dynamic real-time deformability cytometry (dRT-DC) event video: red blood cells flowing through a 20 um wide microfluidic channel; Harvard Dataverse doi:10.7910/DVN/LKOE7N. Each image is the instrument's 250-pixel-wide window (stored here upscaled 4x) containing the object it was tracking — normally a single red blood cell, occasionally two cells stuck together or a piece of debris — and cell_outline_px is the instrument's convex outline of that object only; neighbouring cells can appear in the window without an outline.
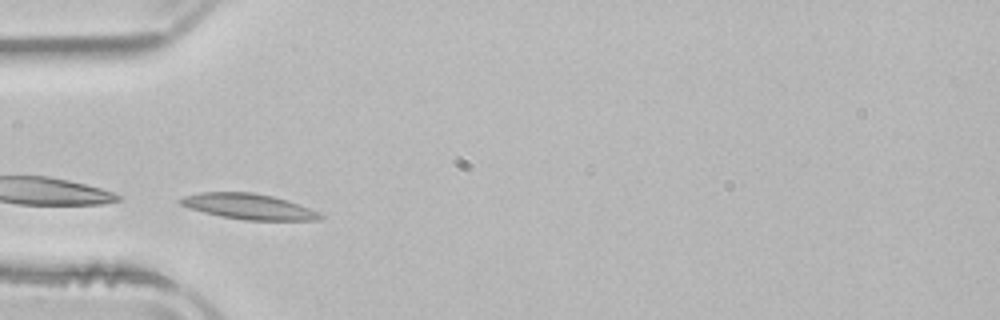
{"species": "common noctule bat (a hibernating species)", "species_latin": "Nyctalus noctula", "temperature_condition": "room temperature", "stored_images_in_passage": 32, "camera_frame_rate_fps": 3000, "um_per_image_px": 0.085, "animal": {"sex": "male", "body_mass_g": 21.5, "forearm_length_mm": 52.0}, "frame": {"image": 1, "passage_image": 1, "time_ms": 0.0, "image_size_px": [1000, 320], "cell_outline_px": [[324, 216], [320, 220], [244, 220], [220, 216], [188, 208], [180, 204], [176, 200], [184, 196], [200, 192], [252, 192], [272, 196], [288, 200], [300, 204], [320, 212]], "centroid_in_image_um": [21.14, 17.55], "position_along_channel_um": 63.9, "area_um2": 20.98}}
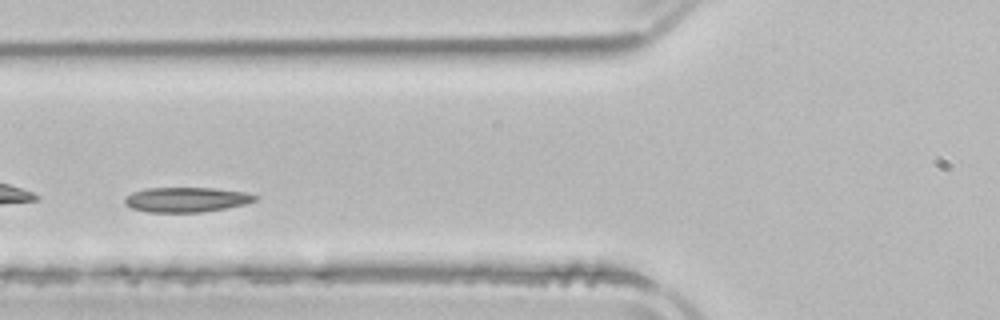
{"frame": {"image": 2, "passage_image": 5, "time_ms": 1.333, "image_size_px": [1000, 320], "cell_outline_px": [[260, 196], [256, 200], [244, 204], [224, 208], [200, 212], [148, 212], [132, 208], [124, 204], [124, 196], [132, 192], [148, 188], [216, 188], [248, 192]], "centroid_in_image_um": [15.84, 16.96], "position_along_channel_um": 110.0, "area_um2": 18.96}, "authors_computed_cell_mechanics": {"area_um2": 18.6405, "velocity_mm_per_s": 3.6753, "shape_relaxation_time_tau1_ms": 3.6184, "shape_relaxation_time_tau2_ms": null, "deformation_change_tau1": 0.103, "deformation_change_tau2": null}}